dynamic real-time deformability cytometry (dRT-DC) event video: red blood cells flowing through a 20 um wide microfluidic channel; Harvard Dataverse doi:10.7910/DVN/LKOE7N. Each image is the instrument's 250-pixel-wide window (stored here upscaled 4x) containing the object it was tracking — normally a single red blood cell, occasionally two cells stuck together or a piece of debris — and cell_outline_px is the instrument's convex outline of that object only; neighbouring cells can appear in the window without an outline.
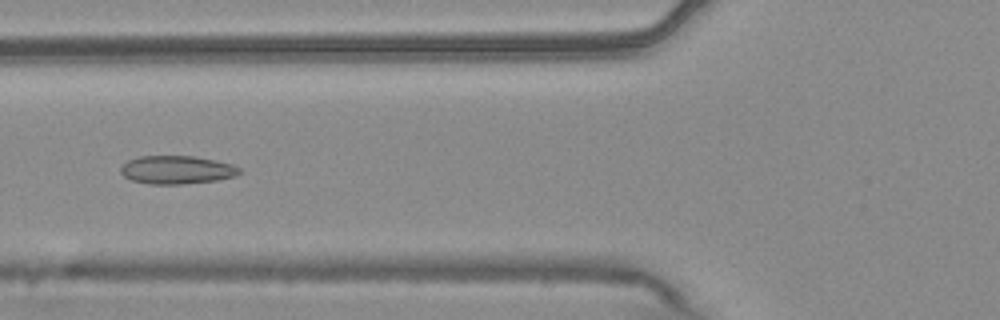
{"species": "common noctule bat (a hibernating species)", "species_latin": "Nyctalus noctula", "temperature_condition": "warm", "stored_images_in_passage": 54, "camera_frame_rate_fps": 3000, "um_per_image_px": 0.085, "animal": {"sex": "male", "body_mass_g": 20.4}, "frame": {"image": 1, "passage_image": 21, "time_ms": 6.667, "image_size_px": [1000, 320], "cell_outline_px": [[244, 172], [236, 176], [216, 180], [180, 184], [148, 184], [132, 180], [124, 176], [120, 172], [120, 168], [128, 160], [140, 156], [192, 156], [216, 160], [232, 164], [240, 168]], "centroid_in_image_um": [15.05, 14.43], "position_along_channel_um": 110.7, "area_um2": 19.59}}
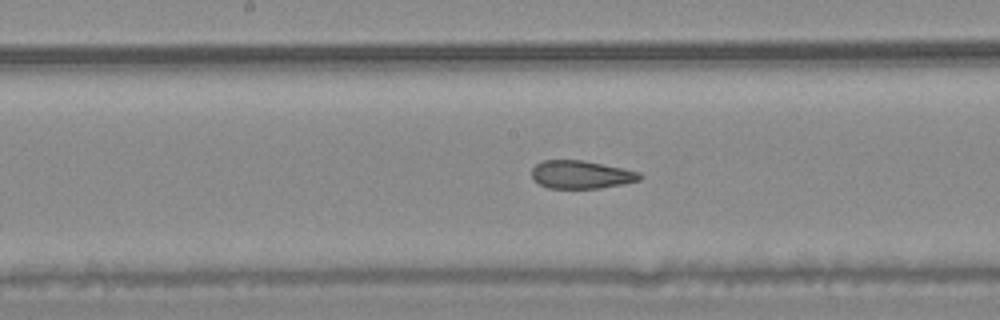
{"frame": {"image": 2, "passage_image": 28, "time_ms": 9.0, "image_size_px": [1000, 320], "cell_outline_px": [[644, 176], [640, 180], [624, 184], [600, 188], [548, 188], [532, 180], [532, 168], [536, 164], [544, 160], [584, 160], [640, 172]], "centroid_in_image_um": [49.4, 14.84], "position_along_channel_um": 198.8, "area_um2": 17.74}}
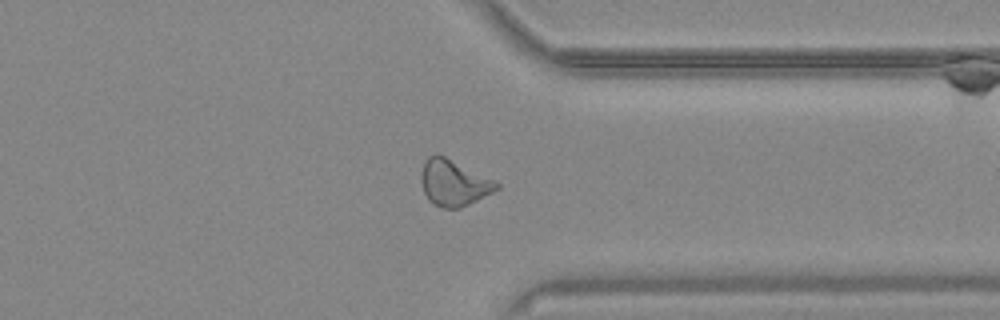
{"frame": {"image": 3, "passage_image": 42, "time_ms": 13.667, "image_size_px": [1000, 320], "cell_outline_px": [[500, 188], [460, 208], [444, 208], [428, 200], [424, 192], [420, 180], [420, 176], [424, 164], [428, 156], [436, 152], [500, 184]], "centroid_in_image_um": [38.52, 15.54], "position_along_channel_um": 372.9, "area_um2": 19.77}, "authors_computed_cell_mechanics": {"area_um2": 19.941, "velocity_mm_per_s": 3.7623, "shape_relaxation_time_tau1_ms": null, "shape_relaxation_time_tau2_ms": 1.4145, "deformation_change_tau1": null, "deformation_change_tau2": 0.087}}